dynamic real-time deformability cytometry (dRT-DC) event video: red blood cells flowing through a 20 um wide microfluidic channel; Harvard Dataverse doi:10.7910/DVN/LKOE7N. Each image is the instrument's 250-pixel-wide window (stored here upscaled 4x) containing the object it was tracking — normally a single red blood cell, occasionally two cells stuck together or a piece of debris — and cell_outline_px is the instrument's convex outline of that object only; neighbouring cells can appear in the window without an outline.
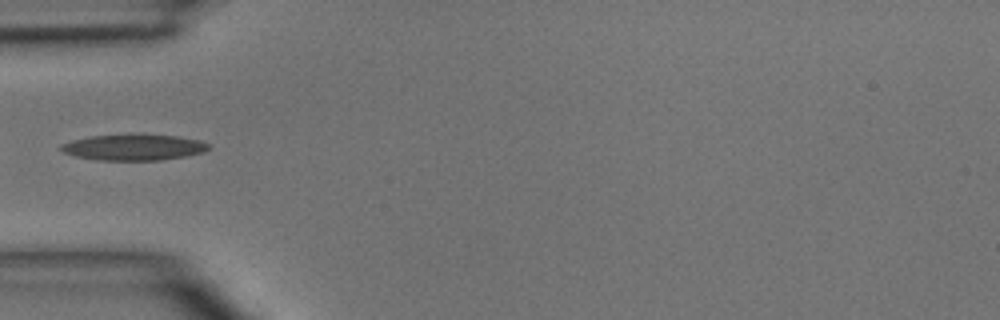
{"species": "common noctule bat (a hibernating species)", "species_latin": "Nyctalus noctula", "temperature_condition": "room temperature", "stored_images_in_passage": 5, "camera_frame_rate_fps": 3000, "um_per_image_px": 0.085, "animal": {"sex": "male", "body_mass_g": 15.6}, "frame": {"image": 1, "passage_image": 4, "time_ms": 3.333, "image_size_px": [1000, 320], "cell_outline_px": [[208, 148], [204, 152], [184, 156], [160, 160], [100, 160], [76, 156], [64, 152], [60, 148], [60, 144], [72, 140], [88, 136], [176, 136], [200, 140], [208, 144]], "centroid_in_image_um": [11.34, 12.54], "position_along_channel_um": 73.7, "area_um2": 21.56}}